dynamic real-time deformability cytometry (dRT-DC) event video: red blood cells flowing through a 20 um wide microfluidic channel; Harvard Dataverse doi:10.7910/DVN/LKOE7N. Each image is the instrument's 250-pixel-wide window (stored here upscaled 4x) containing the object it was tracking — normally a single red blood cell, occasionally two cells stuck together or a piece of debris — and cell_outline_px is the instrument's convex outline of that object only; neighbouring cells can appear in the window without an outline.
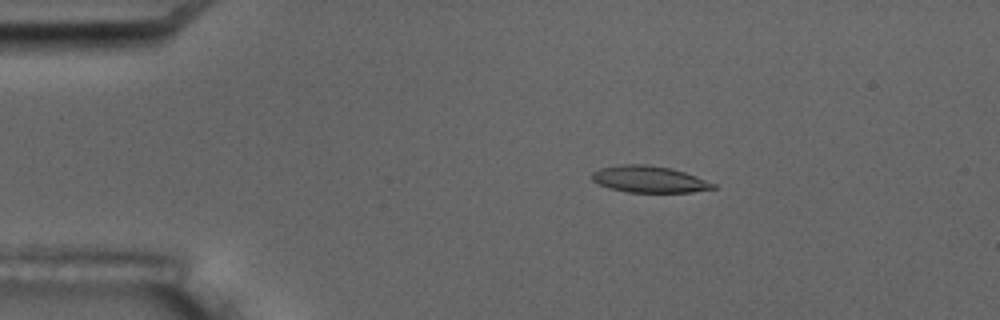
{"species": "common noctule bat (a hibernating species)", "species_latin": "Nyctalus noctula", "temperature_condition": "room temperature", "stored_images_in_passage": 7, "camera_frame_rate_fps": 3000, "um_per_image_px": 0.085, "animal": {"sex": "male", "body_mass_g": 17.5, "forearm_length_mm": 52.3}, "frame": {"image": 1, "passage_image": 4, "time_ms": 3.333, "image_size_px": [1000, 320], "cell_outline_px": [[716, 188], [692, 192], [628, 192], [608, 188], [592, 180], [592, 172], [600, 168], [620, 164], [648, 164], [672, 168], [696, 176], [716, 184]], "centroid_in_image_um": [55.17, 15.23], "position_along_channel_um": 29.8, "area_um2": 18.84}}